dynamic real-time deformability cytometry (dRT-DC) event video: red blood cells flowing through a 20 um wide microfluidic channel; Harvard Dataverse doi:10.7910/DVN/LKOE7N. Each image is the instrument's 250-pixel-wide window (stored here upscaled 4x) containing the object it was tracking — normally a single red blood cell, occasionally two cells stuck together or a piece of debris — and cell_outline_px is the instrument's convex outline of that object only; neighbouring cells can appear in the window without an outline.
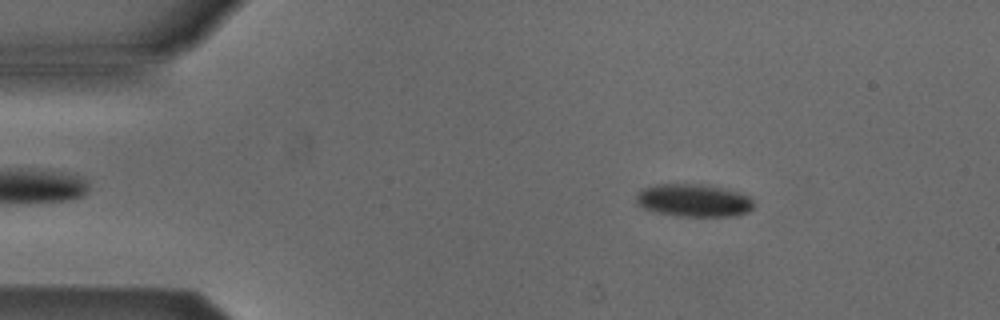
{"species": "Egyptian fruit bat (a non-hibernating species)", "species_latin": "Rousettus aegyptiacus", "temperature_condition": "cold", "stored_images_in_passage": 52, "camera_frame_rate_fps": 3000, "um_per_image_px": 0.085, "animal": {"sex": "male"}, "frame": {"image": 1, "passage_image": 8, "time_ms": 2.333, "image_size_px": [1000, 320], "cell_outline_px": [[752, 208], [748, 212], [736, 216], [676, 216], [656, 212], [644, 208], [636, 204], [636, 196], [644, 188], [656, 184], [712, 184], [752, 196]], "centroid_in_image_um": [58.99, 17.03], "position_along_channel_um": 26.0, "area_um2": 22.72}}
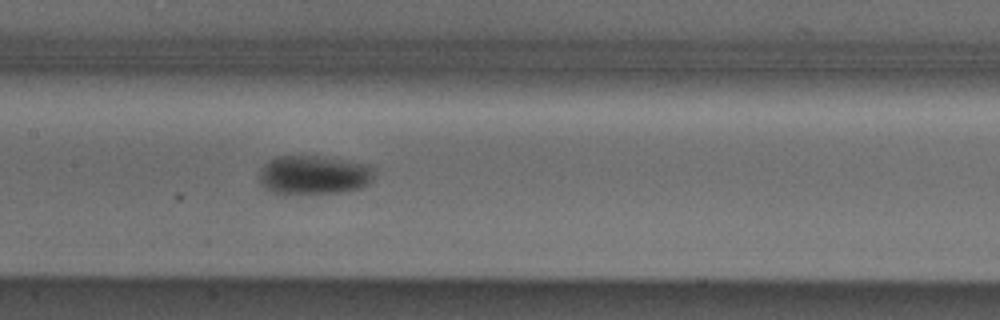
{"frame": {"image": 2, "passage_image": 25, "time_ms": 8.0, "image_size_px": [1000, 320], "cell_outline_px": [[372, 180], [360, 188], [340, 192], [284, 196], [272, 192], [264, 188], [260, 184], [260, 168], [264, 164], [276, 156], [316, 156], [364, 164], [372, 168]], "centroid_in_image_um": [26.57, 14.91], "position_along_channel_um": 180.8, "area_um2": 26.24}}
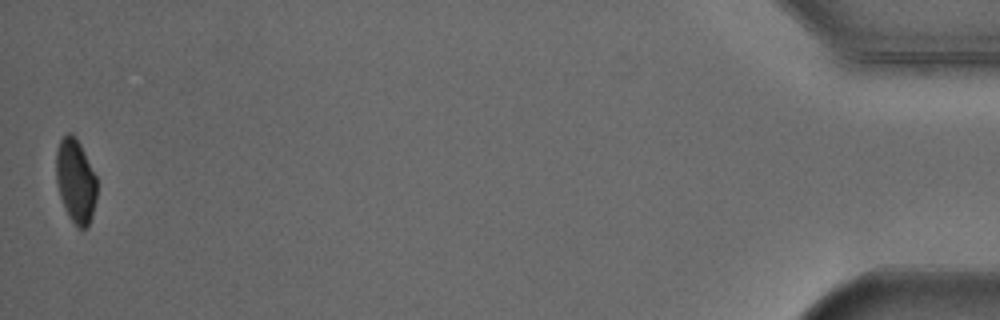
{"frame": {"image": 3, "passage_image": 52, "time_ms": 17.0, "image_size_px": [1000, 320], "cell_outline_px": [[96, 200], [92, 216], [88, 224], [84, 228], [76, 228], [68, 216], [64, 208], [60, 196], [56, 180], [56, 152], [60, 140], [68, 132], [80, 144], [96, 176]], "centroid_in_image_um": [6.42, 15.42], "position_along_channel_um": 428.8, "area_um2": 19.77}, "authors_computed_cell_mechanics": {"area_um2": 23.4668, "velocity_mm_per_s": 3.8577, "shape_relaxation_time_tau1_ms": 2.8955, "shape_relaxation_time_tau2_ms": null, "deformation_change_tau1": 0.0739, "deformation_change_tau2": null}}